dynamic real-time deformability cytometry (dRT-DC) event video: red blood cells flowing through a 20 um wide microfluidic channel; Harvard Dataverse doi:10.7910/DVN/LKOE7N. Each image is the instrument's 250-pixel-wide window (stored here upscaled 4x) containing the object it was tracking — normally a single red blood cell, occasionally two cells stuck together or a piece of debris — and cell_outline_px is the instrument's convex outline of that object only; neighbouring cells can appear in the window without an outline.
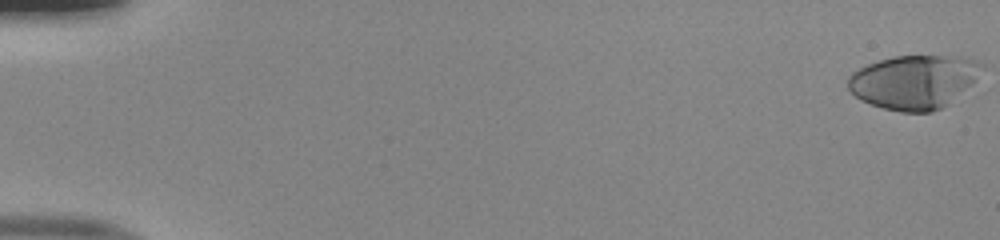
{"species": "human", "species_latin": "Homo sapiens", "temperature_condition": "room temperature", "stored_images_in_passage": 52, "camera_frame_rate_fps": 3000, "um_per_image_px": 0.085, "donor": {"sex": "male"}, "frame": {"image": 1, "passage_image": 1, "time_ms": 0.0, "image_size_px": [1000, 240], "cell_outline_px": [[984, 64], [972, 84], [948, 104], [932, 112], [900, 112], [884, 108], [860, 100], [848, 88], [848, 76], [852, 72], [868, 64], [892, 56], [960, 56], [976, 60]], "centroid_in_image_um": [77.68, 6.95], "position_along_channel_um": 7.3, "area_um2": 41.79}}
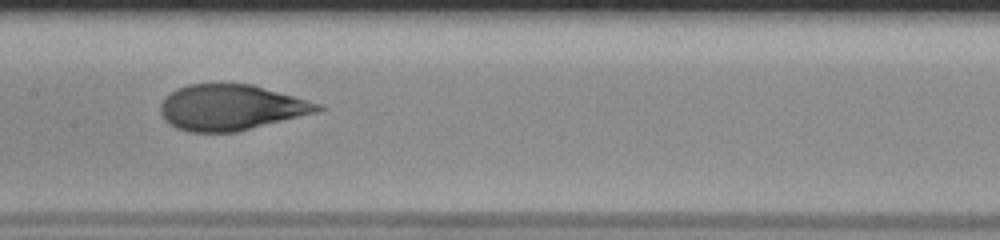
{"frame": {"image": 2, "passage_image": 28, "time_ms": 9.0, "image_size_px": [1000, 240], "cell_outline_px": [[324, 108], [316, 112], [236, 132], [188, 132], [176, 128], [164, 120], [160, 112], [160, 104], [172, 92], [188, 84], [252, 84], [320, 104]], "centroid_in_image_um": [19.59, 9.14], "position_along_channel_um": 187.8, "area_um2": 41.27}}
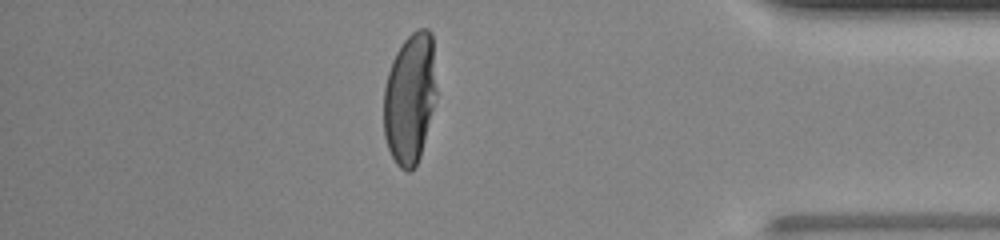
{"frame": {"image": 3, "passage_image": 46, "time_ms": 15.0, "image_size_px": [1000, 240], "cell_outline_px": [[436, 92], [420, 156], [416, 164], [408, 172], [400, 168], [396, 164], [388, 148], [384, 136], [384, 88], [388, 72], [392, 60], [396, 52], [404, 40], [416, 28], [428, 28], [432, 32], [436, 88]], "centroid_in_image_um": [34.82, 8.31], "position_along_channel_um": 400.4, "area_um2": 39.94}, "authors_computed_cell_mechanics": {"area_um2": 41.9917, "velocity_mm_per_s": 4.0276, "shape_relaxation_time_tau1_ms": 4.8394, "shape_relaxation_time_tau2_ms": null, "deformation_change_tau1": 0.2513, "deformation_change_tau2": null}}